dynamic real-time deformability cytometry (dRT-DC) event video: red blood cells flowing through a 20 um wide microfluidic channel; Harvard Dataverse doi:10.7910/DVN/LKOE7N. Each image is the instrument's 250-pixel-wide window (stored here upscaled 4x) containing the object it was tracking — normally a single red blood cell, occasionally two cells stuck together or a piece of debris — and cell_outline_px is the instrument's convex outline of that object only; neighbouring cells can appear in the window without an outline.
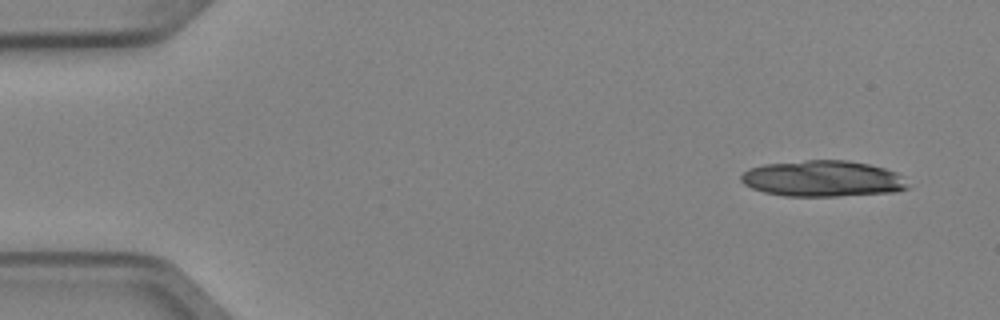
{"species": "Egyptian fruit bat (a non-hibernating species)", "species_latin": "Rousettus aegyptiacus", "temperature_condition": "cold", "stored_images_in_passage": 6, "camera_frame_rate_fps": 3000, "um_per_image_px": 0.085, "animal": {"sex": "female"}, "frame": {"image": 1, "passage_image": 1, "time_ms": 0.0, "image_size_px": [1000, 320], "cell_outline_px": [[908, 188], [896, 192], [836, 196], [784, 196], [764, 192], [752, 188], [744, 184], [740, 180], [740, 176], [748, 168], [764, 164], [804, 160], [848, 160], [868, 164], [884, 168], [896, 172], [904, 176]], "centroid_in_image_um": [69.93, 15.18], "position_along_channel_um": 15.1, "area_um2": 35.26}}
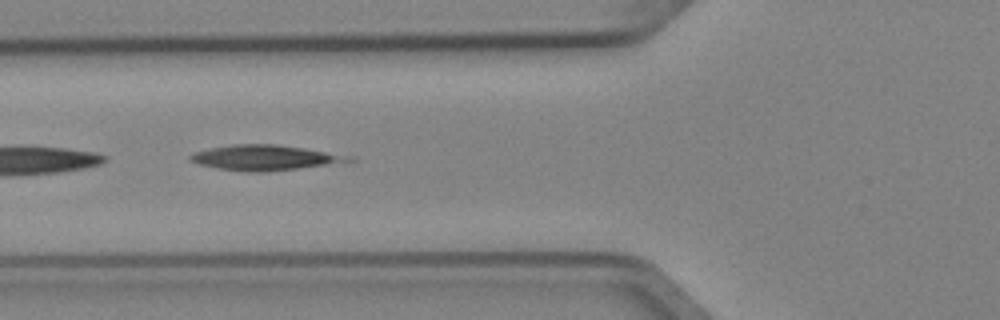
{"frame": {"image": 2, "passage_image": 5, "time_ms": 1.333, "image_size_px": [1000, 320], "cell_outline_px": [[356, 160], [296, 168], [260, 172], [256, 172], [220, 168], [200, 164], [188, 160], [188, 156], [196, 152], [212, 148], [236, 144], [276, 144], [352, 156]], "centroid_in_image_um": [22.48, 13.39], "position_along_channel_um": 103.3, "area_um2": 22.43}}